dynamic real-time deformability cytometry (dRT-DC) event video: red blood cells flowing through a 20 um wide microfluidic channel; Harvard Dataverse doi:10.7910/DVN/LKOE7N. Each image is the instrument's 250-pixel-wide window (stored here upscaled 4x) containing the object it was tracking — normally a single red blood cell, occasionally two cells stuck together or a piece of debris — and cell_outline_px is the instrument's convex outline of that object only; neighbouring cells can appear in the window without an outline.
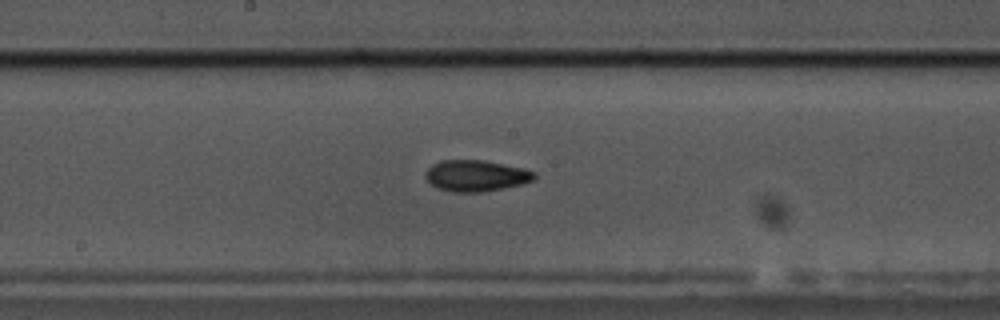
{"species": "common noctule bat (a hibernating species)", "species_latin": "Nyctalus noctula", "temperature_condition": "cold", "stored_images_in_passage": 59, "camera_frame_rate_fps": 3000, "um_per_image_px": 0.085, "animal": {"sex": "male", "body_mass_g": 17.5, "forearm_length_mm": 52.3}, "frame": {"image": 1, "passage_image": 30, "time_ms": 9.667, "image_size_px": [1000, 320], "cell_outline_px": [[536, 180], [524, 184], [484, 192], [452, 192], [436, 188], [424, 176], [424, 172], [432, 164], [440, 160], [484, 160], [524, 168], [536, 172]], "centroid_in_image_um": [40.48, 14.94], "position_along_channel_um": 207.7, "area_um2": 20.17}}
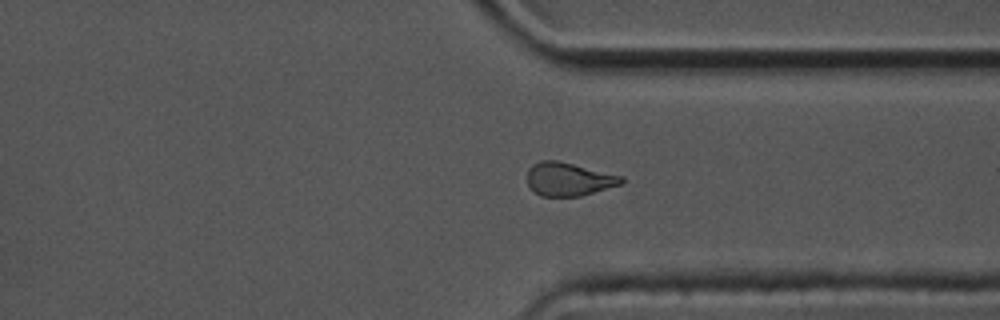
{"frame": {"image": 2, "passage_image": 44, "time_ms": 14.333, "image_size_px": [1000, 320], "cell_outline_px": [[624, 184], [580, 196], [540, 196], [528, 184], [528, 168], [532, 164], [540, 160], [556, 160], [624, 176]], "centroid_in_image_um": [48.37, 15.22], "position_along_channel_um": 363.0, "area_um2": 18.32}}
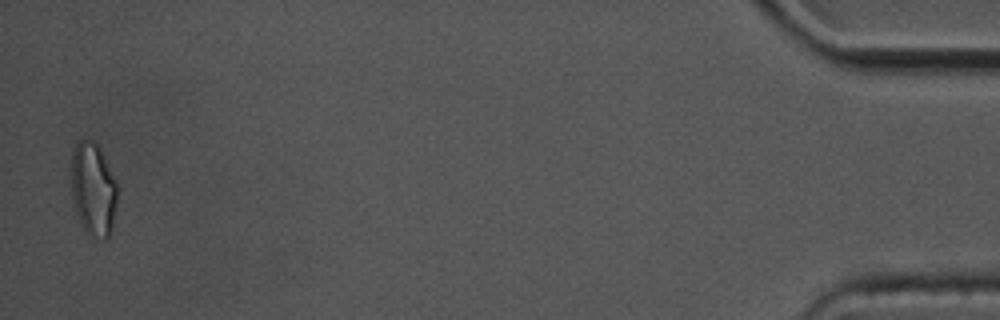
{"frame": {"image": 3, "passage_image": 58, "time_ms": 19.0, "image_size_px": [1000, 320], "cell_outline_px": [[116, 204], [112, 228], [108, 240], [104, 240], [88, 236], [84, 232], [80, 224], [72, 204], [72, 152], [76, 140], [92, 140], [100, 148], [104, 156], [116, 184]], "centroid_in_image_um": [7.9, 16.15], "position_along_channel_um": 427.3, "area_um2": 25.32}, "authors_computed_cell_mechanics": {"area_um2": 19.074, "velocity_mm_per_s": 3.3261, "shape_relaxation_time_tau1_ms": 4.0473, "shape_relaxation_time_tau2_ms": 4.0287, "deformation_change_tau1": 0.1489, "deformation_change_tau2": 0.108}}